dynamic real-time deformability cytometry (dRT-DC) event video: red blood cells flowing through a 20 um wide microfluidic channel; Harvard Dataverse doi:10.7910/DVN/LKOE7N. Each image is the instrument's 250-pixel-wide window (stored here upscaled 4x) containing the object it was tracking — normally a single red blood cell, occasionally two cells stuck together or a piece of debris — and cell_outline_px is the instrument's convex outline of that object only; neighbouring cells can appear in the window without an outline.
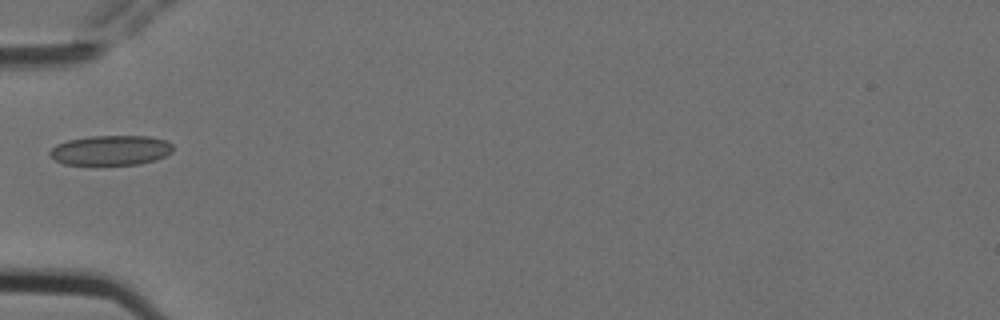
{"species": "Egyptian fruit bat (a non-hibernating species)", "species_latin": "Rousettus aegyptiacus", "temperature_condition": "cold", "stored_images_in_passage": 8, "camera_frame_rate_fps": 3000, "um_per_image_px": 0.085, "animal": {"sex": "female"}, "frame": {"image": 1, "passage_image": 6, "time_ms": 1.667, "image_size_px": [1000, 320], "cell_outline_px": [[172, 152], [156, 160], [140, 164], [64, 164], [56, 160], [48, 152], [56, 144], [68, 140], [92, 136], [148, 136], [164, 140], [172, 144]], "centroid_in_image_um": [9.42, 12.77], "position_along_channel_um": 75.6, "area_um2": 21.21}}
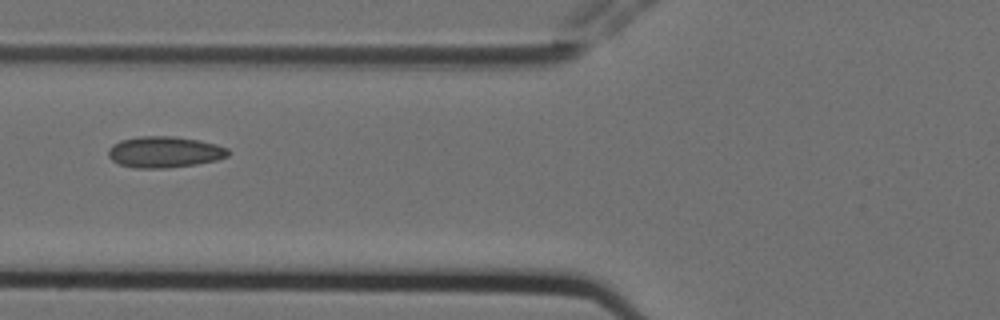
{"frame": {"image": 2, "passage_image": 7, "time_ms": 2.0, "image_size_px": [1000, 320], "cell_outline_px": [[228, 156], [216, 160], [196, 164], [168, 168], [132, 168], [120, 164], [112, 160], [108, 156], [108, 148], [112, 144], [120, 140], [140, 136], [172, 136], [200, 140], [216, 144], [228, 148]], "centroid_in_image_um": [13.95, 12.92], "position_along_channel_um": 111.8, "area_um2": 21.91}}
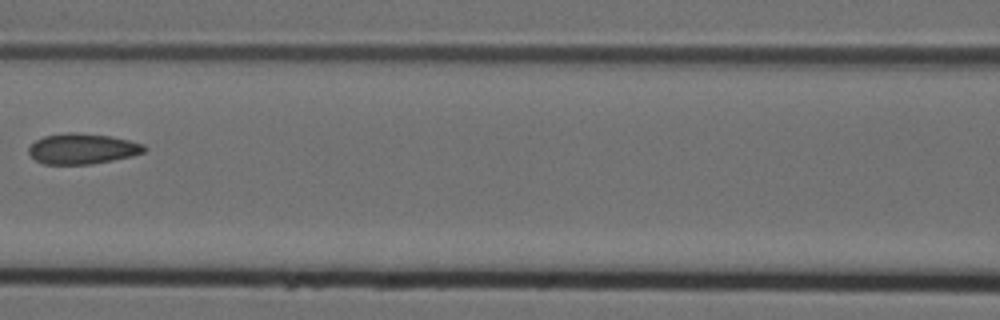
{"frame": {"image": 3, "passage_image": 8, "time_ms": 2.333, "image_size_px": [1000, 320], "cell_outline_px": [[148, 148], [144, 152], [132, 156], [92, 164], [44, 164], [36, 160], [28, 152], [28, 148], [36, 140], [44, 136], [68, 132], [72, 132], [112, 136], [144, 144]], "centroid_in_image_um": [7.02, 12.64], "position_along_channel_um": 159.6, "area_um2": 20.52}}